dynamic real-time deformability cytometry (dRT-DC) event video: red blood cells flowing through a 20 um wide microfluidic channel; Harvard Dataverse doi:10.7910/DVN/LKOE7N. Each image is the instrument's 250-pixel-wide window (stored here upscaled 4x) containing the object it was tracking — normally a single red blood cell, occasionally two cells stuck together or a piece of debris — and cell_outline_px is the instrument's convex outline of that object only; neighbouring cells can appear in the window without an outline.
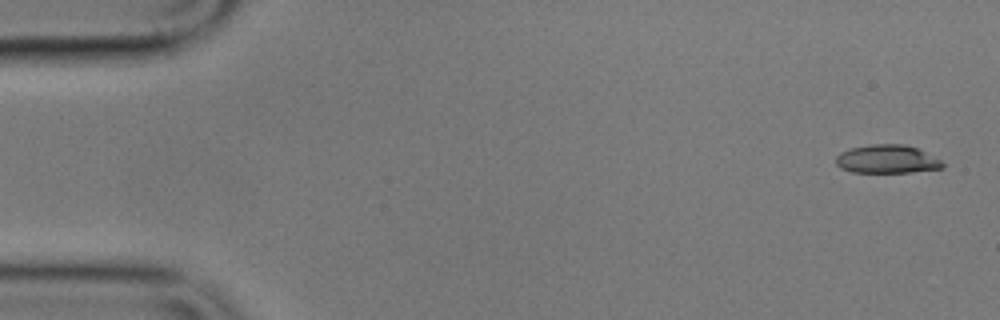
{"species": "common noctule bat (a hibernating species)", "species_latin": "Nyctalus noctula", "temperature_condition": "cold", "stored_images_in_passage": 4, "camera_frame_rate_fps": 3000, "um_per_image_px": 0.085, "animal": {"sex": "male", "body_mass_g": 17.9}, "frame": {"image": 1, "passage_image": 1, "time_ms": 0.0, "image_size_px": [1000, 320], "cell_outline_px": [[944, 168], [912, 172], [852, 172], [840, 168], [836, 164], [836, 156], [840, 152], [852, 148], [872, 144], [904, 144], [916, 148], [940, 160], [944, 164]], "centroid_in_image_um": [75.38, 13.53], "position_along_channel_um": 9.6, "area_um2": 17.51}}
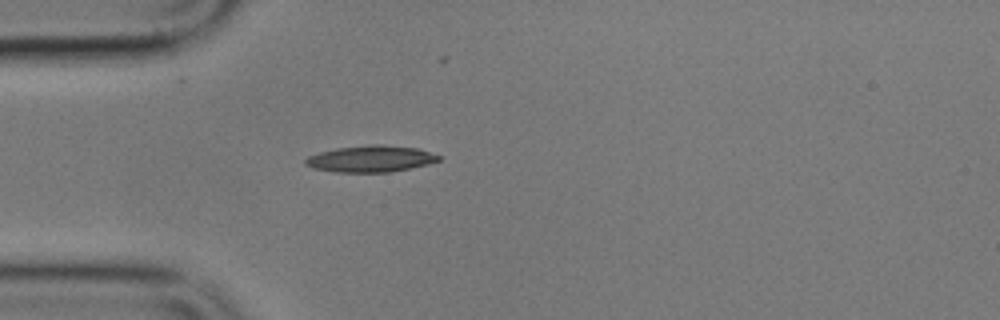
{"frame": {"image": 2, "passage_image": 4, "time_ms": 4.667, "image_size_px": [1000, 320], "cell_outline_px": [[444, 156], [440, 160], [428, 164], [412, 168], [388, 172], [336, 172], [316, 168], [304, 164], [304, 160], [308, 156], [320, 152], [336, 148], [372, 144], [380, 144], [416, 148]], "centroid_in_image_um": [31.55, 13.49], "position_along_channel_um": 53.5, "area_um2": 20.58}}